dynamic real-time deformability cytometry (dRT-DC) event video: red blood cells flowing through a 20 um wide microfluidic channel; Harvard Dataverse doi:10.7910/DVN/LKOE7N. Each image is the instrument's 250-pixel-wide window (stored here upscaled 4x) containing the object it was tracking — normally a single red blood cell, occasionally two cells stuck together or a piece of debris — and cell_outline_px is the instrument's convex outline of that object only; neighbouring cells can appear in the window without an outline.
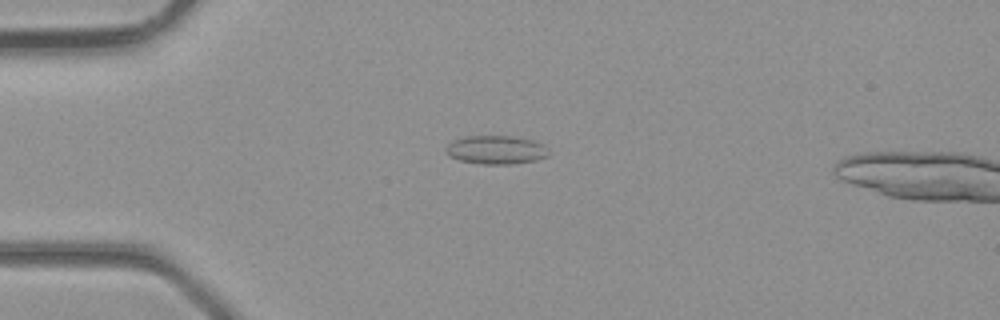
{"species": "common noctule bat (a hibernating species)", "species_latin": "Nyctalus noctula", "temperature_condition": "room temperature", "stored_images_in_passage": 3, "camera_frame_rate_fps": 3000, "um_per_image_px": 0.085, "animal": {"sex": "male", "body_mass_g": 23.1, "forearm_length_mm": 52.7}, "frame": {"image": 1, "passage_image": 2, "time_ms": 0.333, "image_size_px": [1000, 320], "cell_outline_px": [[548, 156], [536, 160], [512, 164], [480, 164], [460, 160], [448, 156], [444, 152], [444, 148], [448, 144], [456, 140], [468, 136], [512, 136], [532, 140], [544, 144], [548, 152]], "centroid_in_image_um": [42.15, 12.74], "position_along_channel_um": 42.9, "area_um2": 17.11}}